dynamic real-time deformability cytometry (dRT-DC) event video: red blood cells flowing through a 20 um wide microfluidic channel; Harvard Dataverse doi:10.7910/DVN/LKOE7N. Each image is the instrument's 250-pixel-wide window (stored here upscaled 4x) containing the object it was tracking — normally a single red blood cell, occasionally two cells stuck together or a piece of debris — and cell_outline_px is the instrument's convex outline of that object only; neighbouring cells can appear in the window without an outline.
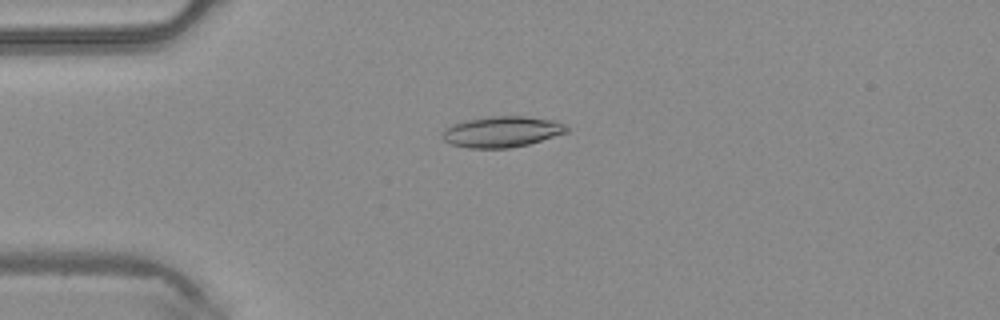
{"species": "common noctule bat (a hibernating species)", "species_latin": "Nyctalus noctula", "temperature_condition": "warm", "stored_images_in_passage": 4, "camera_frame_rate_fps": 3000, "um_per_image_px": 0.085, "animal": {"sex": "male", "body_mass_g": 20.4}, "frame": {"image": 1, "passage_image": 3, "time_ms": 0.667, "image_size_px": [1000, 320], "cell_outline_px": [[568, 132], [528, 144], [508, 148], [468, 148], [448, 144], [444, 140], [444, 132], [452, 124], [468, 120], [488, 116], [524, 116], [556, 120], [564, 124], [568, 128]], "centroid_in_image_um": [42.69, 11.2], "position_along_channel_um": 42.3, "area_um2": 22.25}}